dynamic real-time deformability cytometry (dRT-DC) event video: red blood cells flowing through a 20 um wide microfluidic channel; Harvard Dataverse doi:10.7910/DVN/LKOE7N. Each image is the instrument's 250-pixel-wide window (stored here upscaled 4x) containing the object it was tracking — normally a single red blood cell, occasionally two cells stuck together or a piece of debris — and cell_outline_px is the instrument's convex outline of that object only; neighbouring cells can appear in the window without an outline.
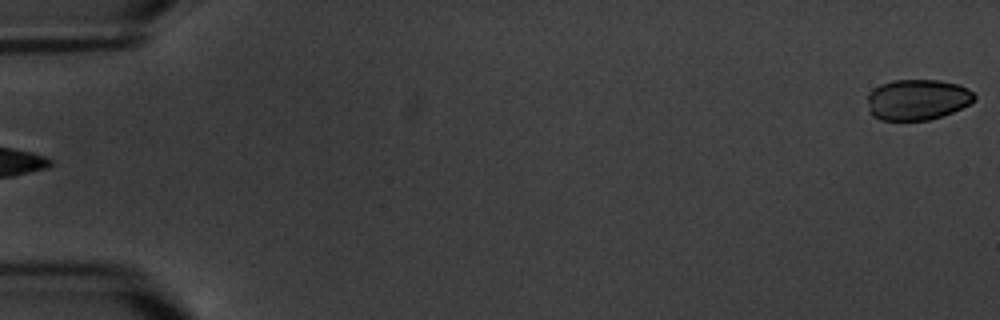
{"species": "common noctule bat (a hibernating species)", "species_latin": "Nyctalus noctula", "temperature_condition": "warm", "stored_images_in_passage": 9, "camera_frame_rate_fps": 3000, "um_per_image_px": 0.085, "animal": {"sex": "male", "body_mass_g": 20.1, "forearm_length_mm": 53.5}, "frame": {"image": 1, "passage_image": 1, "time_ms": 0.0, "image_size_px": [1000, 320], "cell_outline_px": [[976, 100], [952, 112], [928, 120], [880, 120], [872, 116], [868, 112], [868, 92], [872, 88], [880, 84], [892, 80], [940, 80], [960, 84], [972, 92], [976, 96]], "centroid_in_image_um": [77.94, 8.46], "position_along_channel_um": 7.1, "area_um2": 25.61}}
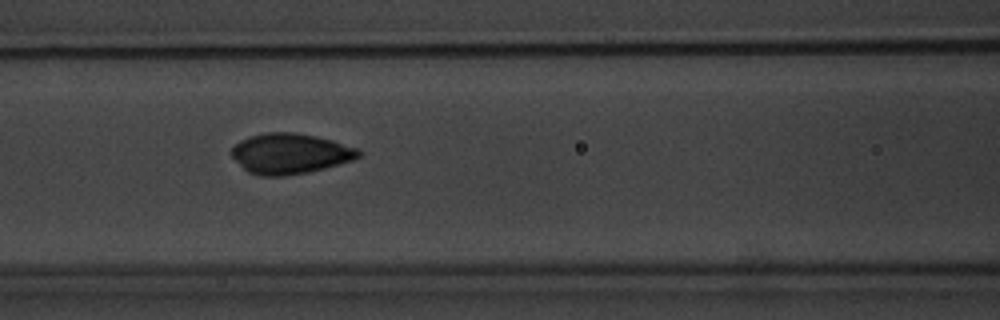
{"frame": {"image": 2, "passage_image": 7, "time_ms": 8.667, "image_size_px": [1000, 320], "cell_outline_px": [[360, 156], [352, 160], [324, 168], [308, 172], [284, 176], [260, 176], [248, 172], [232, 156], [232, 148], [240, 140], [248, 136], [264, 132], [292, 132], [316, 136], [332, 140], [360, 148]], "centroid_in_image_um": [24.66, 13.05], "position_along_channel_um": 141.9, "area_um2": 29.88}}
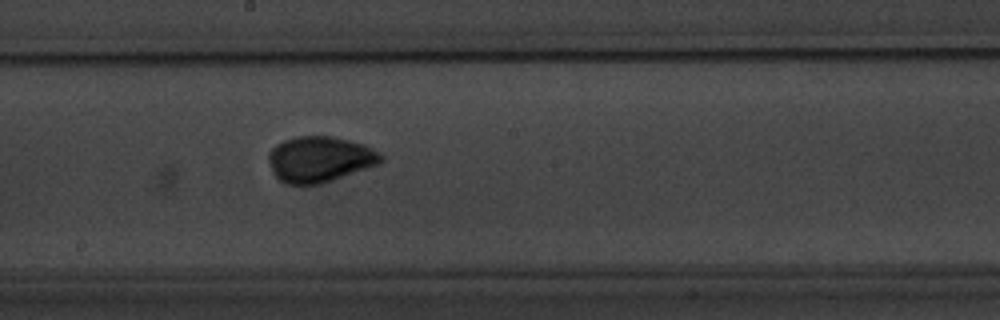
{"frame": {"image": 3, "passage_image": 9, "time_ms": 11.0, "image_size_px": [1000, 320], "cell_outline_px": [[384, 160], [380, 164], [320, 184], [284, 184], [272, 172], [268, 160], [268, 152], [276, 144], [284, 140], [296, 136], [332, 136], [364, 144], [380, 152], [384, 156]], "centroid_in_image_um": [27.18, 13.53], "position_along_channel_um": 221.0, "area_um2": 30.17}}